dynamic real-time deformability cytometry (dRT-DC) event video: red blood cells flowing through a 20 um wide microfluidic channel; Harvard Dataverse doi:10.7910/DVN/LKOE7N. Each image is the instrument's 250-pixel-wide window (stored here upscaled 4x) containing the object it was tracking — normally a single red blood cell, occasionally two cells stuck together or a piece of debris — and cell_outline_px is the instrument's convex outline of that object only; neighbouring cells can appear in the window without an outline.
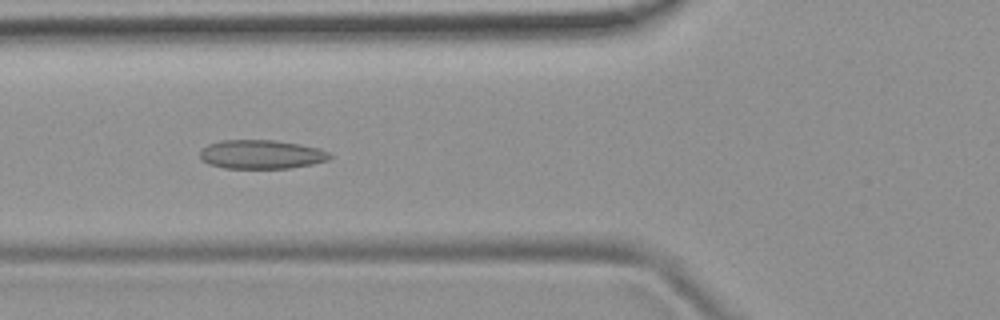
{"species": "common noctule bat (a hibernating species)", "species_latin": "Nyctalus noctula", "temperature_condition": "room temperature", "stored_images_in_passage": 50, "camera_frame_rate_fps": 3000, "um_per_image_px": 0.085, "animal": {"sex": "female", "body_mass_g": 19.9}, "frame": {"image": 1, "passage_image": 18, "time_ms": 5.667, "image_size_px": [1000, 320], "cell_outline_px": [[332, 156], [328, 160], [312, 164], [292, 168], [224, 168], [208, 164], [200, 160], [200, 152], [208, 144], [220, 140], [272, 140], [300, 144], [320, 148], [328, 152]], "centroid_in_image_um": [22.21, 13.12], "position_along_channel_um": 103.6, "area_um2": 21.96}}
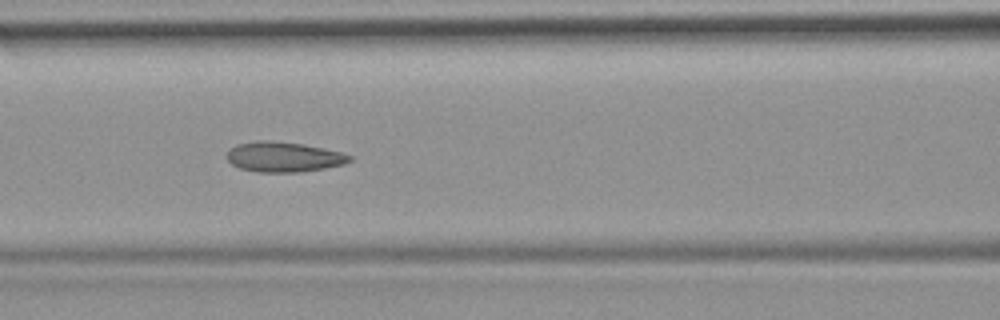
{"frame": {"image": 2, "passage_image": 21, "time_ms": 6.667, "image_size_px": [1000, 320], "cell_outline_px": [[352, 160], [344, 164], [324, 168], [300, 172], [256, 172], [240, 168], [232, 164], [228, 160], [228, 152], [236, 144], [260, 140], [268, 140], [304, 144], [340, 152], [352, 156]], "centroid_in_image_um": [24.12, 13.34], "position_along_channel_um": 142.5, "area_um2": 21.39}}
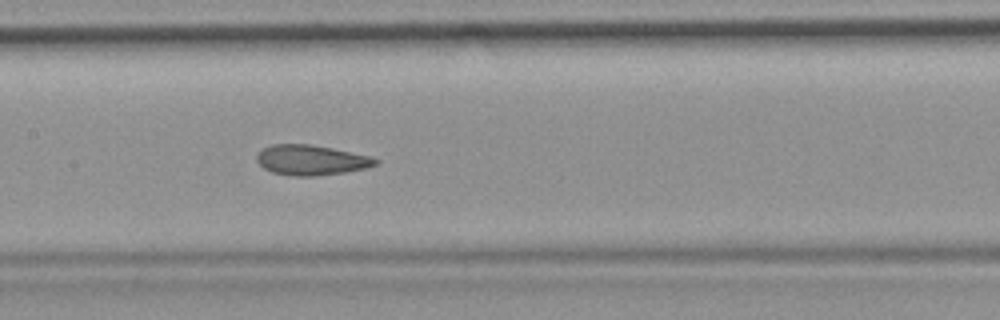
{"frame": {"image": 3, "passage_image": 24, "time_ms": 7.667, "image_size_px": [1000, 320], "cell_outline_px": [[380, 164], [368, 168], [344, 172], [312, 176], [296, 176], [272, 172], [264, 168], [256, 160], [256, 156], [264, 148], [272, 144], [312, 144], [372, 156], [380, 160]], "centroid_in_image_um": [26.51, 13.6], "position_along_channel_um": 180.9, "area_um2": 20.92}, "authors_computed_cell_mechanics": {"area_um2": 22.0218, "velocity_mm_per_s": 3.8633, "shape_relaxation_time_tau1_ms": null, "shape_relaxation_time_tau2_ms": 1.7509, "deformation_change_tau1": null, "deformation_change_tau2": 0.0856}}